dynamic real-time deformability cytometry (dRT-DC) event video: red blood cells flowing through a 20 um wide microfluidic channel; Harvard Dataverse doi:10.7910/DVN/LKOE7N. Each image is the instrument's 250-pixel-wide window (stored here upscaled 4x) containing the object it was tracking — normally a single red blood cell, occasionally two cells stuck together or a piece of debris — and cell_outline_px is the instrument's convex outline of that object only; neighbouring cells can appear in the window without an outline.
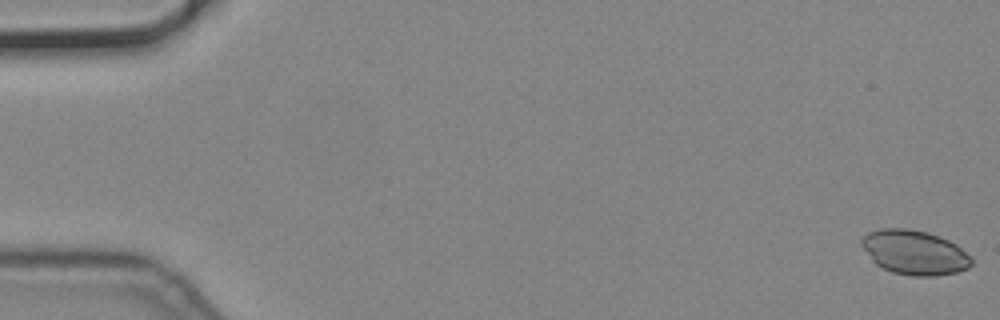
{"species": "common noctule bat (a hibernating species)", "species_latin": "Nyctalus noctula", "temperature_condition": "cold", "stored_images_in_passage": 57, "camera_frame_rate_fps": 3000, "um_per_image_px": 0.085, "animal": {"sex": "male", "body_mass_g": 19.2, "forearm_length_mm": 51.8}, "frame": {"image": 1, "passage_image": 1, "time_ms": 0.0, "image_size_px": [1000, 320], "cell_outline_px": [[972, 264], [968, 268], [956, 272], [936, 276], [912, 276], [892, 272], [876, 264], [872, 260], [860, 244], [860, 240], [868, 232], [880, 228], [908, 228], [928, 232], [948, 240], [956, 244], [972, 256]], "centroid_in_image_um": [77.74, 21.45], "position_along_channel_um": 7.3, "area_um2": 28.61}}
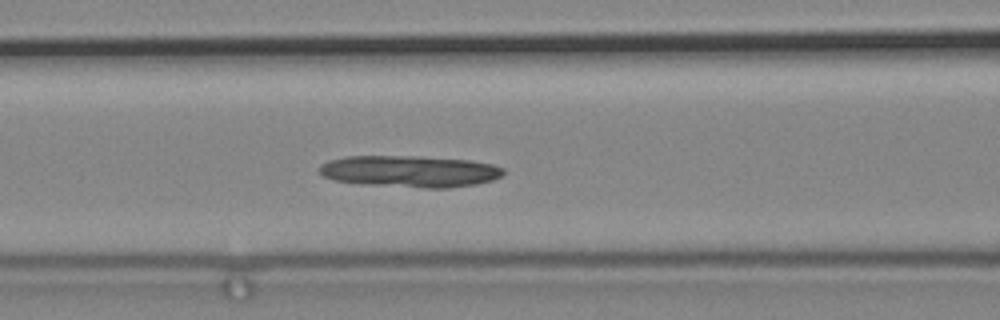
{"frame": {"image": 2, "passage_image": 24, "time_ms": 7.667, "image_size_px": [1000, 320], "cell_outline_px": [[504, 172], [500, 176], [492, 180], [476, 184], [448, 188], [428, 188], [364, 184], [336, 180], [324, 176], [320, 172], [320, 164], [328, 160], [348, 156], [420, 156], [468, 160], [492, 164], [504, 168]], "centroid_in_image_um": [34.84, 14.56], "position_along_channel_um": 131.8, "area_um2": 33.81}}
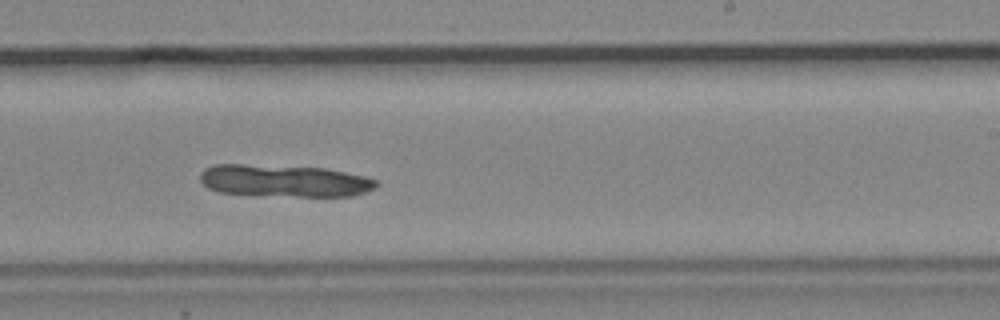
{"frame": {"image": 3, "passage_image": 35, "time_ms": 11.333, "image_size_px": [1000, 320], "cell_outline_px": [[380, 184], [376, 188], [352, 196], [300, 196], [220, 192], [208, 188], [200, 180], [200, 172], [204, 168], [212, 164], [244, 164], [324, 168], [364, 176], [376, 180]], "centroid_in_image_um": [24.16, 15.35], "position_along_channel_um": 264.8, "area_um2": 32.77}}